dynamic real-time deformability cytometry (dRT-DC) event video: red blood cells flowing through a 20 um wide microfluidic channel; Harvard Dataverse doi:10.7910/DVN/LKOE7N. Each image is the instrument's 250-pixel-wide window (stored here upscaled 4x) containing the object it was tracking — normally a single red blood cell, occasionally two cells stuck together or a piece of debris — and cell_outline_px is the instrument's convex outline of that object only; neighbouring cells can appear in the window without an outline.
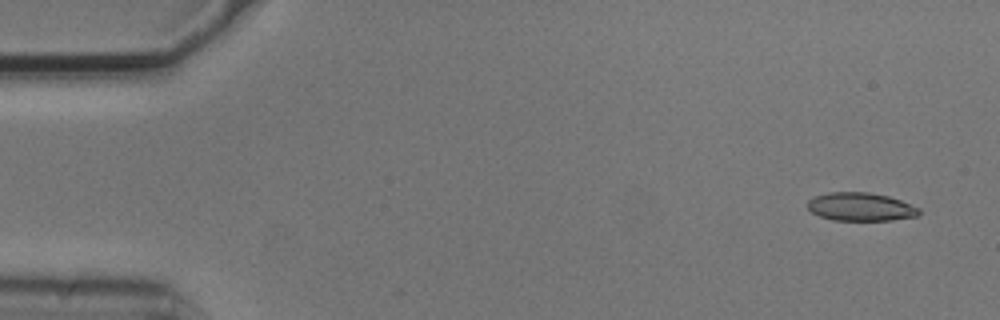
{"species": "common noctule bat (a hibernating species)", "species_latin": "Nyctalus noctula", "temperature_condition": "cold", "stored_images_in_passage": 2, "camera_frame_rate_fps": 3000, "um_per_image_px": 0.085, "animal": {"sex": "male", "body_mass_g": 20.5, "forearm_length_mm": 52.5}, "frame": {"image": 1, "passage_image": 2, "time_ms": 0.333, "image_size_px": [1000, 320], "cell_outline_px": [[920, 212], [916, 216], [892, 220], [832, 220], [820, 216], [812, 212], [808, 208], [808, 200], [812, 196], [828, 192], [868, 192], [888, 196], [900, 200], [920, 208]], "centroid_in_image_um": [73.13, 17.57], "position_along_channel_um": 11.9, "area_um2": 18.38}}